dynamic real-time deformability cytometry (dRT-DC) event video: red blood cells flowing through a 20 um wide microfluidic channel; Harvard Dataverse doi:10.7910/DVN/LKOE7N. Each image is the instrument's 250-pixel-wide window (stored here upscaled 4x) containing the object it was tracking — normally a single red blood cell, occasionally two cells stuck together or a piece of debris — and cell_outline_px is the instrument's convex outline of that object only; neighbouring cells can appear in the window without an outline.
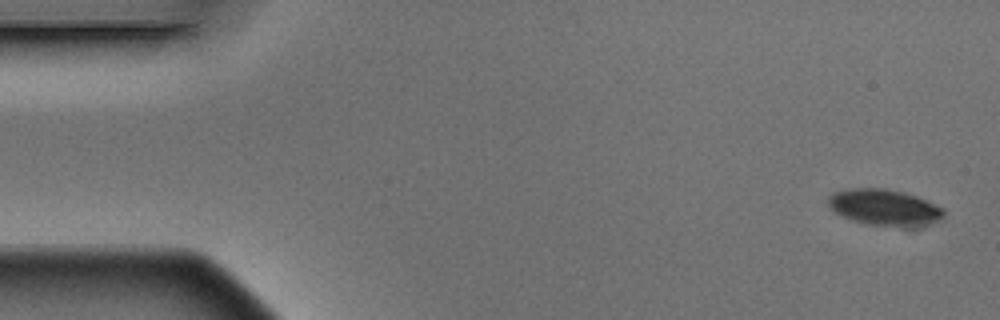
{"species": "Egyptian fruit bat (a non-hibernating species)", "species_latin": "Rousettus aegyptiacus", "temperature_condition": "warm", "stored_images_in_passage": 6, "camera_frame_rate_fps": 3000, "um_per_image_px": 0.085, "animal": {"sex": "male"}, "frame": {"image": 1, "passage_image": 1, "time_ms": 0.0, "image_size_px": [1000, 320], "cell_outline_px": [[944, 220], [916, 228], [904, 228], [868, 224], [852, 220], [836, 212], [828, 204], [828, 196], [832, 192], [848, 188], [884, 188], [904, 192], [916, 196], [944, 208]], "centroid_in_image_um": [75.24, 17.65], "position_along_channel_um": 9.8, "area_um2": 24.91}}
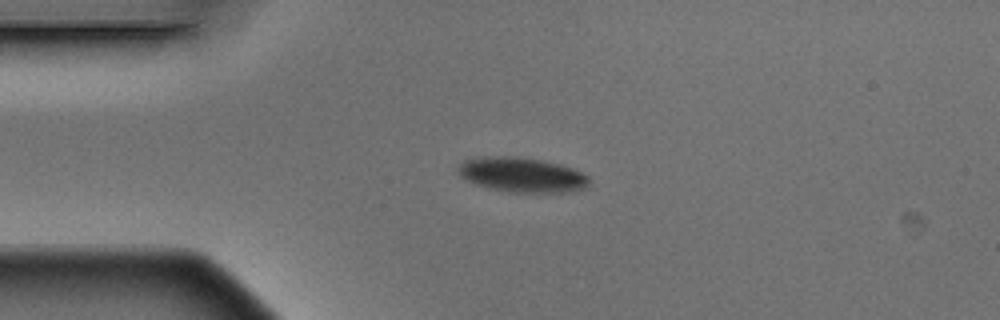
{"frame": {"image": 2, "passage_image": 4, "time_ms": 1.0, "image_size_px": [1000, 320], "cell_outline_px": [[588, 188], [568, 192], [508, 192], [488, 188], [464, 180], [456, 172], [456, 168], [464, 160], [480, 156], [516, 156], [540, 160], [560, 164], [572, 168], [588, 176]], "centroid_in_image_um": [44.31, 14.86], "position_along_channel_um": 40.7, "area_um2": 26.82}}
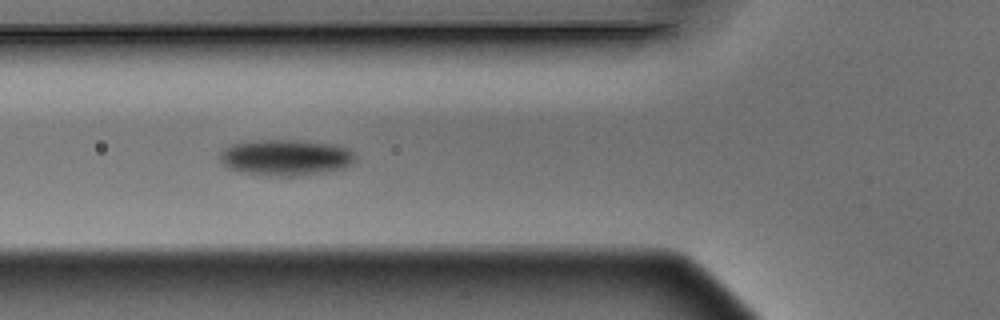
{"frame": {"image": 3, "passage_image": 6, "time_ms": 1.667, "image_size_px": [1000, 320], "cell_outline_px": [[356, 160], [352, 164], [344, 168], [320, 172], [292, 176], [272, 176], [240, 172], [228, 168], [220, 160], [220, 152], [228, 144], [256, 140], [304, 140], [336, 144], [348, 148], [356, 156]], "centroid_in_image_um": [24.28, 13.37], "position_along_channel_um": 101.5, "area_um2": 28.73}}